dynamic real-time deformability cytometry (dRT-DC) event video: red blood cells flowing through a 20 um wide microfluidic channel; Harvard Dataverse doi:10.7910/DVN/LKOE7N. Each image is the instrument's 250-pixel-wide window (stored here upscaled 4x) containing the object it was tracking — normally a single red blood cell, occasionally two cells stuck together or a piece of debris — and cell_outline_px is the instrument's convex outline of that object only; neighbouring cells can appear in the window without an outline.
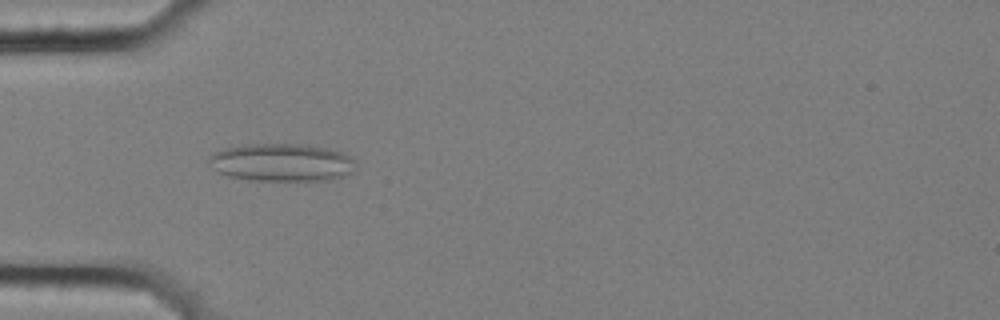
{"species": "common noctule bat (a hibernating species)", "species_latin": "Nyctalus noctula", "temperature_condition": "cold", "stored_images_in_passage": 8, "camera_frame_rate_fps": 3000, "um_per_image_px": 0.085, "animal": {"sex": "female", "body_mass_g": 25.1}, "frame": {"image": 1, "passage_image": 5, "time_ms": 1.333, "image_size_px": [1000, 320], "cell_outline_px": [[356, 160], [352, 172], [344, 176], [332, 180], [248, 180], [228, 176], [212, 168], [208, 164], [208, 160], [216, 152], [224, 148], [248, 144], [308, 144], [328, 148], [340, 152]], "centroid_in_image_um": [23.96, 13.81], "position_along_channel_um": 61.0, "area_um2": 32.37}}